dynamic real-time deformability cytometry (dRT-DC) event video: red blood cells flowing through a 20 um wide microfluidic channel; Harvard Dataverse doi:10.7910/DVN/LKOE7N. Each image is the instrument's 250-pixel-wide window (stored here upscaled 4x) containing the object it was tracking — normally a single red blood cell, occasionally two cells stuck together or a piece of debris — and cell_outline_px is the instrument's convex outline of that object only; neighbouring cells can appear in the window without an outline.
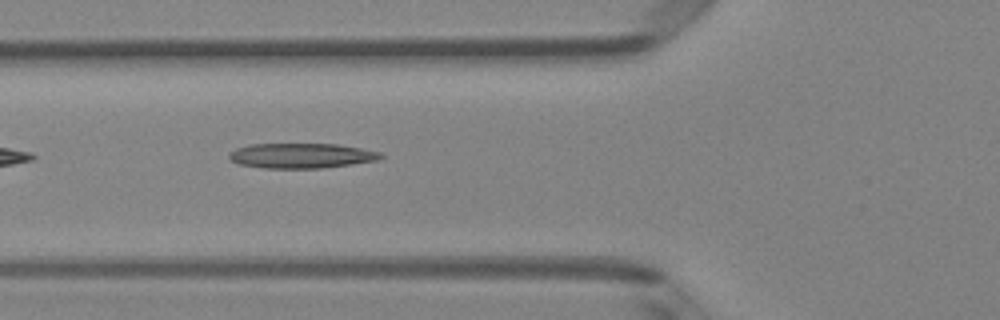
{"species": "Egyptian fruit bat (a non-hibernating species)", "species_latin": "Rousettus aegyptiacus", "temperature_condition": "room temperature", "stored_images_in_passage": 6, "camera_frame_rate_fps": 3000, "um_per_image_px": 0.085, "animal": {"sex": "female"}, "frame": {"image": 1, "passage_image": 6, "time_ms": 1.667, "image_size_px": [1000, 320], "cell_outline_px": [[384, 156], [380, 160], [352, 164], [320, 168], [264, 168], [240, 164], [232, 160], [228, 156], [236, 148], [248, 144], [336, 144], [360, 148], [380, 152]], "centroid_in_image_um": [25.64, 13.23], "position_along_channel_um": 100.2, "area_um2": 21.96}}